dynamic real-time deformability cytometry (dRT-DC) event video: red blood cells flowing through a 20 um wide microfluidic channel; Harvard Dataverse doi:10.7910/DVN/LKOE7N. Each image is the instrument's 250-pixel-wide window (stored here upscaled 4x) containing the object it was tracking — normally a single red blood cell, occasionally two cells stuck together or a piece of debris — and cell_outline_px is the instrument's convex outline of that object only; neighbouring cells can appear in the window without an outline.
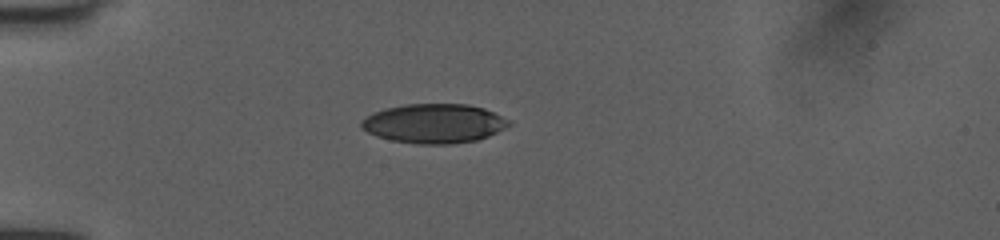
{"species": "human", "species_latin": "Homo sapiens", "temperature_condition": "room temperature", "stored_images_in_passage": 32, "camera_frame_rate_fps": 3000, "um_per_image_px": 0.085, "donor": {"sex": "female"}, "frame": {"image": 1, "passage_image": 1, "time_ms": 0.0, "image_size_px": [1000, 240], "cell_outline_px": [[512, 124], [488, 136], [476, 140], [452, 144], [420, 144], [392, 140], [376, 136], [360, 128], [360, 120], [372, 112], [384, 108], [408, 104], [468, 104], [484, 108], [508, 120]], "centroid_in_image_um": [36.84, 10.49], "position_along_channel_um": 48.2, "area_um2": 33.76}}
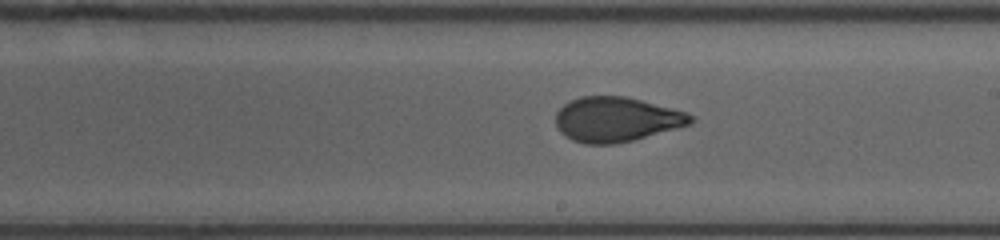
{"frame": {"image": 2, "passage_image": 17, "time_ms": 5.333, "image_size_px": [1000, 240], "cell_outline_px": [[692, 124], [632, 140], [616, 144], [584, 144], [572, 140], [564, 136], [560, 132], [556, 124], [556, 112], [564, 104], [580, 96], [624, 96], [640, 100], [684, 112], [692, 116]], "centroid_in_image_um": [52.33, 10.16], "position_along_channel_um": 236.7, "area_um2": 34.85}}
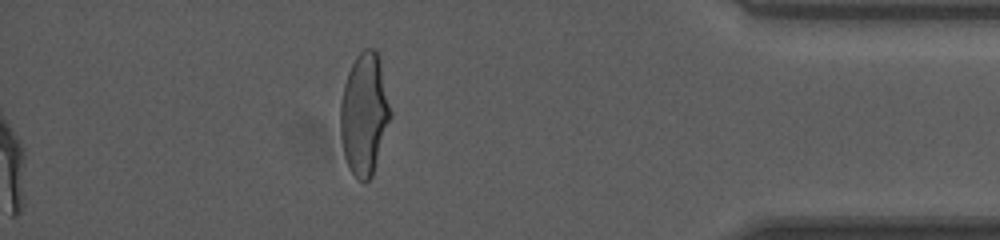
{"frame": {"image": 3, "passage_image": 32, "time_ms": 10.333, "image_size_px": [1000, 240], "cell_outline_px": [[392, 116], [372, 176], [364, 184], [352, 172], [344, 156], [340, 136], [340, 104], [344, 84], [348, 72], [356, 56], [364, 48], [376, 48], [380, 56], [392, 112]], "centroid_in_image_um": [30.98, 9.65], "position_along_channel_um": 404.2, "area_um2": 36.01}, "authors_computed_cell_mechanics": {"area_um2": 35.6048, "velocity_mm_per_s": 4.0211, "shape_relaxation_time_tau1_ms": 4.6553, "shape_relaxation_time_tau2_ms": 1.0838, "deformation_change_tau1": 0.1991, "deformation_change_tau2": 0.0631}}